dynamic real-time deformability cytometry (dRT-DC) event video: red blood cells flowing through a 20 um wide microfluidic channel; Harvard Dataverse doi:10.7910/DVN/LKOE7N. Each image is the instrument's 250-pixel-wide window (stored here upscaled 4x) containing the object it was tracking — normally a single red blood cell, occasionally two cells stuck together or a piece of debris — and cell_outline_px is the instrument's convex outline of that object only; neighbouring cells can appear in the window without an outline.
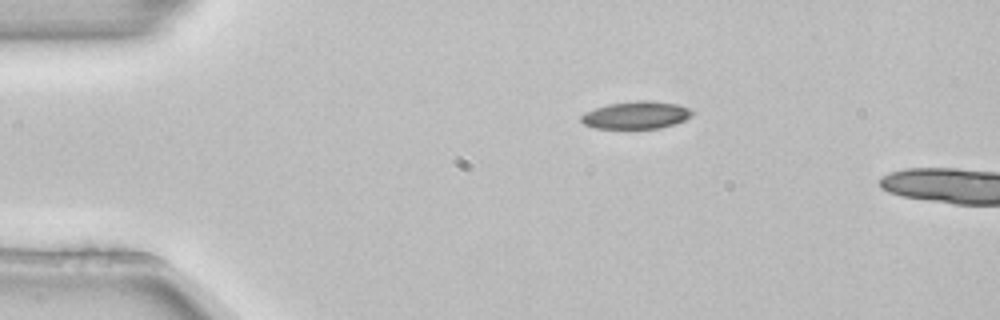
{"species": "common noctule bat (a hibernating species)", "species_latin": "Nyctalus noctula", "temperature_condition": "room temperature", "stored_images_in_passage": 2, "camera_frame_rate_fps": 3000, "um_per_image_px": 0.085, "animal": {"sex": "female", "body_mass_g": 22.7, "forearm_length_mm": 54.2}, "frame": {"image": 1, "passage_image": 1, "time_ms": 0.0, "image_size_px": [1000, 320], "cell_outline_px": [[696, 112], [692, 116], [684, 120], [660, 128], [596, 128], [584, 124], [580, 120], [580, 116], [584, 112], [608, 104], [644, 100], [680, 104]], "centroid_in_image_um": [54.09, 9.78], "position_along_channel_um": 30.9, "area_um2": 17.69}}